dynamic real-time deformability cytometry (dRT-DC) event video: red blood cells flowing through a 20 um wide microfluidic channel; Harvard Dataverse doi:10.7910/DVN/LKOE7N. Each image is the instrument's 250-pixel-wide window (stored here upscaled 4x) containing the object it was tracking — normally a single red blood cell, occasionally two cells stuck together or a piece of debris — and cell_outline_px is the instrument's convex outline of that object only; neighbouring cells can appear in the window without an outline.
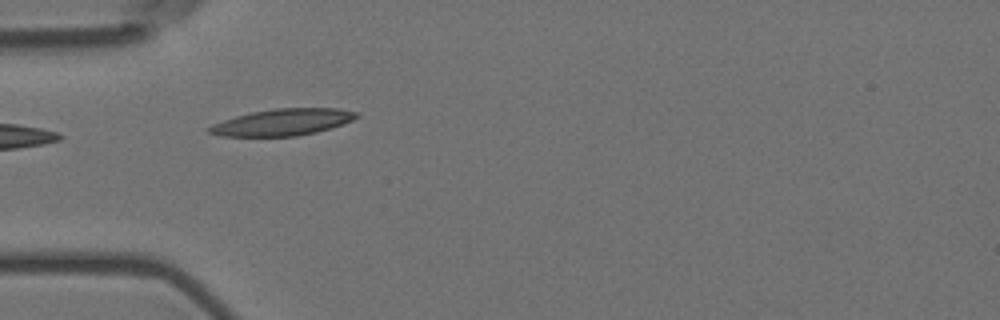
{"species": "Egyptian fruit bat (a non-hibernating species)", "species_latin": "Rousettus aegyptiacus", "temperature_condition": "room temperature", "stored_images_in_passage": 3, "camera_frame_rate_fps": 3000, "um_per_image_px": 0.085, "animal": {"sex": "female"}, "frame": {"image": 1, "passage_image": 2, "time_ms": 0.333, "image_size_px": [1000, 320], "cell_outline_px": [[360, 116], [344, 124], [332, 128], [316, 132], [296, 136], [220, 136], [208, 132], [204, 128], [212, 124], [236, 116], [252, 112], [276, 108], [340, 108], [360, 112]], "centroid_in_image_um": [24.05, 10.38], "position_along_channel_um": 60.9, "area_um2": 23.06}}
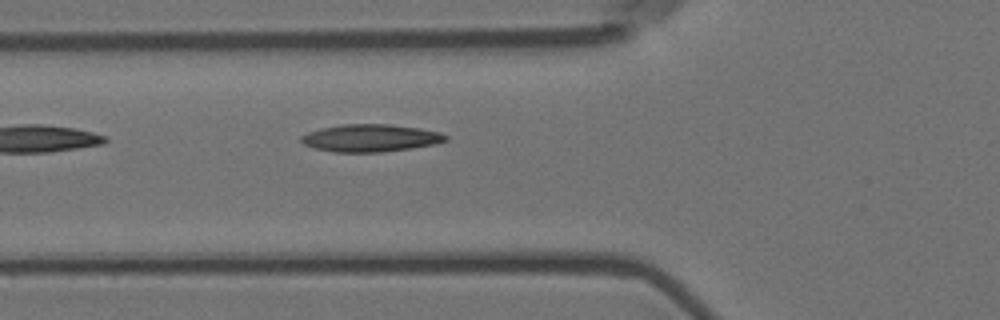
{"frame": {"image": 2, "passage_image": 3, "time_ms": 0.667, "image_size_px": [1000, 320], "cell_outline_px": [[448, 140], [436, 144], [412, 148], [380, 152], [336, 152], [316, 148], [304, 144], [300, 140], [300, 136], [308, 132], [320, 128], [340, 124], [388, 124], [420, 128], [440, 132], [448, 136]], "centroid_in_image_um": [31.51, 11.72], "position_along_channel_um": 94.3, "area_um2": 23.18}}